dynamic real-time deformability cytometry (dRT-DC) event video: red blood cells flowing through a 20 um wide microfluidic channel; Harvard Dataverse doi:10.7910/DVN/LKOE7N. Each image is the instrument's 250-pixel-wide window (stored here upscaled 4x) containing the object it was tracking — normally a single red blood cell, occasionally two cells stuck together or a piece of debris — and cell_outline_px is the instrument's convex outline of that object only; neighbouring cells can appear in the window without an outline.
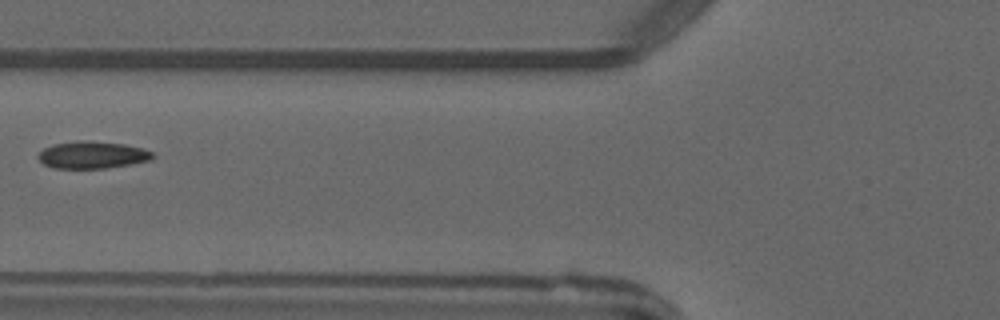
{"species": "common noctule bat (a hibernating species)", "species_latin": "Nyctalus noctula", "temperature_condition": "warm", "stored_images_in_passage": 3, "camera_frame_rate_fps": 3000, "um_per_image_px": 0.085, "animal": {"sex": "male", "forearm_length_mm": 52.5}, "frame": {"image": 1, "passage_image": 3, "time_ms": 2.333, "image_size_px": [1000, 320], "cell_outline_px": [[156, 156], [152, 160], [108, 168], [56, 168], [44, 164], [36, 156], [44, 148], [52, 144], [80, 140], [88, 140], [124, 144], [140, 148], [152, 152]], "centroid_in_image_um": [7.85, 13.16], "position_along_channel_um": 117.9, "area_um2": 18.15}}